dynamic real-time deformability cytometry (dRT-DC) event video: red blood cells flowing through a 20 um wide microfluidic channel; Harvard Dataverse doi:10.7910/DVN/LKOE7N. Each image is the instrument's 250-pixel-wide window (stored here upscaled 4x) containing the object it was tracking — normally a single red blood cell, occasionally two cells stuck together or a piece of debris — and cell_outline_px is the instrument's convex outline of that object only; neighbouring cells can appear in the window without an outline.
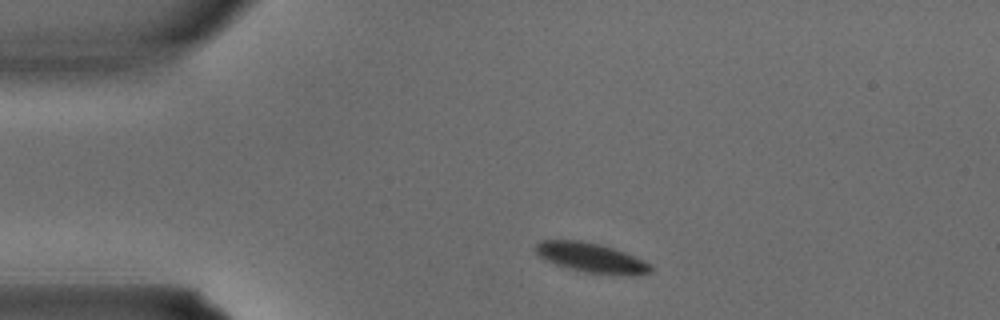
{"species": "common noctule bat (a hibernating species)", "species_latin": "Nyctalus noctula", "temperature_condition": "warm", "stored_images_in_passage": 2, "segment_of_instrument_passage": [1, 2], "camera_frame_rate_fps": 3000, "um_per_image_px": 0.085, "animal": {"sex": "male", "body_mass_g": 15.6}, "frame": {"image": 1, "passage_image": 1, "time_ms": 0.0, "image_size_px": [1000, 320], "cell_outline_px": [[652, 272], [636, 276], [632, 276], [584, 272], [568, 268], [544, 260], [536, 252], [536, 244], [540, 240], [580, 240], [612, 248], [636, 256], [644, 260], [652, 268]], "centroid_in_image_um": [50.27, 21.92], "position_along_channel_um": 34.7, "area_um2": 19.83}}